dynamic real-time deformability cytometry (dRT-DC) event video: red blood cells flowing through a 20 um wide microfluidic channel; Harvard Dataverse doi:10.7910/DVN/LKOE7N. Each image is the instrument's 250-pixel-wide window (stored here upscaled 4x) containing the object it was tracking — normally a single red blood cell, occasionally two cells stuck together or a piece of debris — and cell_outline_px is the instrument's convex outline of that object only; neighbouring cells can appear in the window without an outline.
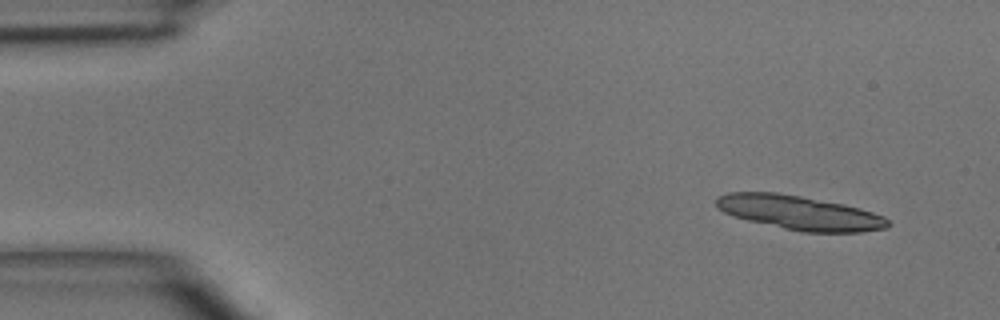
{"species": "common noctule bat (a hibernating species)", "species_latin": "Nyctalus noctula", "temperature_condition": "room temperature", "stored_images_in_passage": 4, "segment_of_instrument_passage": [1, 2], "camera_frame_rate_fps": 3000, "um_per_image_px": 0.085, "animal": {"sex": "male", "body_mass_g": 15.6}, "frame": {"image": 1, "passage_image": 1, "time_ms": 0.0, "image_size_px": [1000, 320], "cell_outline_px": [[892, 224], [888, 228], [860, 232], [804, 232], [784, 228], [748, 220], [732, 216], [716, 208], [716, 196], [728, 192], [776, 192], [800, 196], [844, 204], [860, 208], [884, 216]], "centroid_in_image_um": [67.95, 18.07], "position_along_channel_um": 17.0, "area_um2": 34.22}}